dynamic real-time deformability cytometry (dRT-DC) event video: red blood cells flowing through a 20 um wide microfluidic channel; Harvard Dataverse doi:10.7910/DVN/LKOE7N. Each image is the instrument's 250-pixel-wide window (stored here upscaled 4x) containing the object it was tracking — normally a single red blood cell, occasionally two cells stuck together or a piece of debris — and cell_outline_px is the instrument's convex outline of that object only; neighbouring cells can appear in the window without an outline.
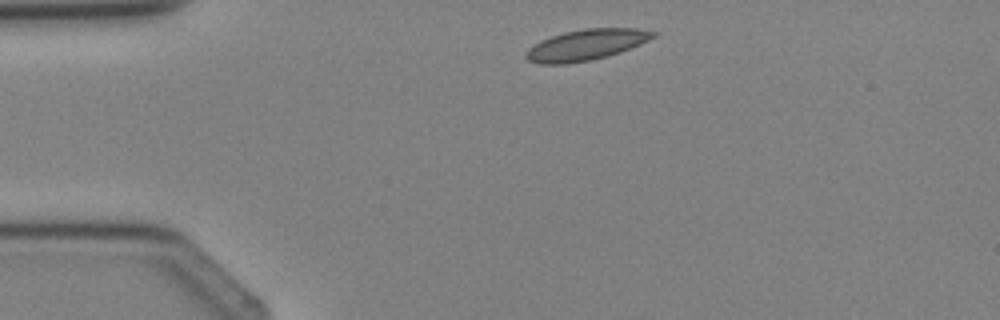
{"species": "Egyptian fruit bat (a non-hibernating species)", "species_latin": "Rousettus aegyptiacus", "temperature_condition": "cold", "stored_images_in_passage": 2, "camera_frame_rate_fps": 3000, "um_per_image_px": 0.085, "animal": {"sex": "female"}, "frame": {"image": 1, "passage_image": 1, "time_ms": 0.0, "image_size_px": [1000, 320], "cell_outline_px": [[660, 32], [656, 36], [648, 40], [620, 52], [588, 60], [564, 64], [540, 64], [528, 60], [524, 56], [524, 52], [528, 48], [540, 40], [564, 32], [584, 28], [636, 28]], "centroid_in_image_um": [49.8, 3.8], "position_along_channel_um": 35.2, "area_um2": 22.77}}